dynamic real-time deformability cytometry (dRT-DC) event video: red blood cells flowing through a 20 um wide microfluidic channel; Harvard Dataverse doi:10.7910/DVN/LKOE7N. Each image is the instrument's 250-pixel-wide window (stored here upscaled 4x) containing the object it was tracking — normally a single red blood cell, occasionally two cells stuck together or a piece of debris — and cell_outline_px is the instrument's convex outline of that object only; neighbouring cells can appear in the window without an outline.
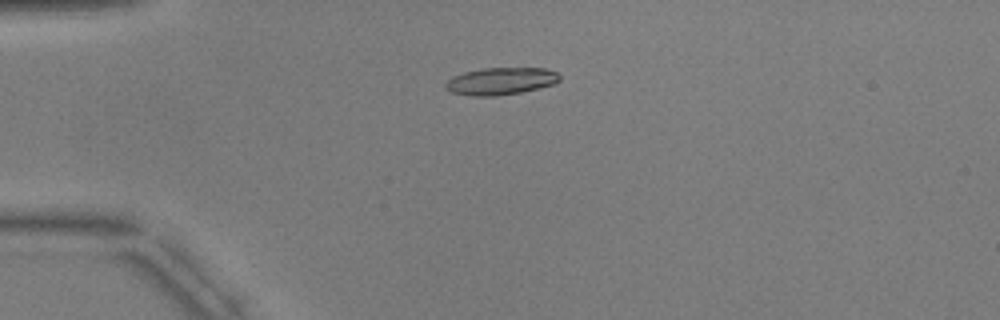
{"species": "common noctule bat (a hibernating species)", "species_latin": "Nyctalus noctula", "temperature_condition": "warm", "stored_images_in_passage": 8, "camera_frame_rate_fps": 3000, "um_per_image_px": 0.085, "animal": {"sex": "male", "body_mass_g": 17.9, "forearm_length_mm": 54.2}, "frame": {"image": 1, "passage_image": 3, "time_ms": 2.333, "image_size_px": [1000, 320], "cell_outline_px": [[560, 80], [556, 84], [520, 92], [496, 96], [472, 96], [452, 92], [444, 88], [444, 84], [452, 76], [464, 72], [484, 68], [544, 68], [556, 72], [560, 76]], "centroid_in_image_um": [42.56, 6.9], "position_along_channel_um": 42.4, "area_um2": 18.15}}
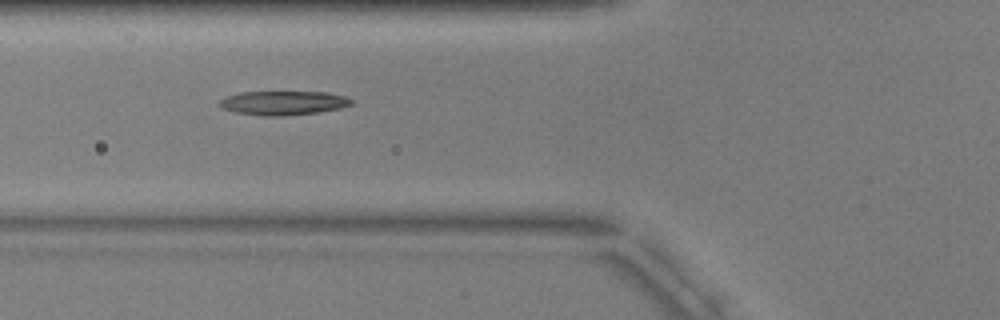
{"frame": {"image": 2, "passage_image": 5, "time_ms": 4.667, "image_size_px": [1000, 320], "cell_outline_px": [[352, 104], [340, 108], [316, 112], [284, 116], [264, 116], [236, 112], [220, 108], [216, 104], [220, 100], [228, 96], [240, 92], [328, 92], [344, 96], [352, 100]], "centroid_in_image_um": [24.03, 8.75], "position_along_channel_um": 101.8, "area_um2": 18.44}}